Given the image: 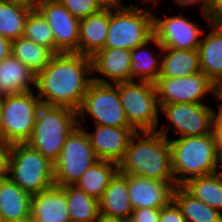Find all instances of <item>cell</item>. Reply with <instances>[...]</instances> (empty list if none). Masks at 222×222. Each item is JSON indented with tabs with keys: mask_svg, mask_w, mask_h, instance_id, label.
<instances>
[{
	"mask_svg": "<svg viewBox=\"0 0 222 222\" xmlns=\"http://www.w3.org/2000/svg\"><path fill=\"white\" fill-rule=\"evenodd\" d=\"M92 59L79 53L55 54L36 75L35 91L42 105L81 107L84 95L93 81Z\"/></svg>",
	"mask_w": 222,
	"mask_h": 222,
	"instance_id": "1",
	"label": "cell"
},
{
	"mask_svg": "<svg viewBox=\"0 0 222 222\" xmlns=\"http://www.w3.org/2000/svg\"><path fill=\"white\" fill-rule=\"evenodd\" d=\"M118 168L122 174L175 181L169 139L157 131L136 132L130 139Z\"/></svg>",
	"mask_w": 222,
	"mask_h": 222,
	"instance_id": "2",
	"label": "cell"
},
{
	"mask_svg": "<svg viewBox=\"0 0 222 222\" xmlns=\"http://www.w3.org/2000/svg\"><path fill=\"white\" fill-rule=\"evenodd\" d=\"M169 138L175 185L182 186L189 179L214 174L218 169L219 154L213 134Z\"/></svg>",
	"mask_w": 222,
	"mask_h": 222,
	"instance_id": "3",
	"label": "cell"
},
{
	"mask_svg": "<svg viewBox=\"0 0 222 222\" xmlns=\"http://www.w3.org/2000/svg\"><path fill=\"white\" fill-rule=\"evenodd\" d=\"M77 126V111L68 107L41 105L33 133L26 143L55 163L67 137Z\"/></svg>",
	"mask_w": 222,
	"mask_h": 222,
	"instance_id": "4",
	"label": "cell"
},
{
	"mask_svg": "<svg viewBox=\"0 0 222 222\" xmlns=\"http://www.w3.org/2000/svg\"><path fill=\"white\" fill-rule=\"evenodd\" d=\"M7 176L31 195L55 185L54 163L27 143L12 144Z\"/></svg>",
	"mask_w": 222,
	"mask_h": 222,
	"instance_id": "5",
	"label": "cell"
},
{
	"mask_svg": "<svg viewBox=\"0 0 222 222\" xmlns=\"http://www.w3.org/2000/svg\"><path fill=\"white\" fill-rule=\"evenodd\" d=\"M153 36V11L136 4L109 10V28L105 48L133 50Z\"/></svg>",
	"mask_w": 222,
	"mask_h": 222,
	"instance_id": "6",
	"label": "cell"
},
{
	"mask_svg": "<svg viewBox=\"0 0 222 222\" xmlns=\"http://www.w3.org/2000/svg\"><path fill=\"white\" fill-rule=\"evenodd\" d=\"M116 85L130 126L136 132L156 131L160 124V106L155 84L133 80Z\"/></svg>",
	"mask_w": 222,
	"mask_h": 222,
	"instance_id": "7",
	"label": "cell"
},
{
	"mask_svg": "<svg viewBox=\"0 0 222 222\" xmlns=\"http://www.w3.org/2000/svg\"><path fill=\"white\" fill-rule=\"evenodd\" d=\"M87 114L95 125L131 127L121 104L116 84L92 81L77 111L78 126L83 127Z\"/></svg>",
	"mask_w": 222,
	"mask_h": 222,
	"instance_id": "8",
	"label": "cell"
},
{
	"mask_svg": "<svg viewBox=\"0 0 222 222\" xmlns=\"http://www.w3.org/2000/svg\"><path fill=\"white\" fill-rule=\"evenodd\" d=\"M41 105L35 91L2 97V139L10 144L26 143L33 133Z\"/></svg>",
	"mask_w": 222,
	"mask_h": 222,
	"instance_id": "9",
	"label": "cell"
},
{
	"mask_svg": "<svg viewBox=\"0 0 222 222\" xmlns=\"http://www.w3.org/2000/svg\"><path fill=\"white\" fill-rule=\"evenodd\" d=\"M98 160L88 134L77 126L67 137L62 152L54 163V184L58 187L75 185Z\"/></svg>",
	"mask_w": 222,
	"mask_h": 222,
	"instance_id": "10",
	"label": "cell"
},
{
	"mask_svg": "<svg viewBox=\"0 0 222 222\" xmlns=\"http://www.w3.org/2000/svg\"><path fill=\"white\" fill-rule=\"evenodd\" d=\"M208 103H175L160 106L167 125H160L157 132L168 138L169 129L178 133L175 138L202 136L212 133L215 109ZM169 123V124H168Z\"/></svg>",
	"mask_w": 222,
	"mask_h": 222,
	"instance_id": "11",
	"label": "cell"
},
{
	"mask_svg": "<svg viewBox=\"0 0 222 222\" xmlns=\"http://www.w3.org/2000/svg\"><path fill=\"white\" fill-rule=\"evenodd\" d=\"M154 84L159 106L175 103H209L208 100H204L207 95L214 96L218 101V87L202 72L186 77H158Z\"/></svg>",
	"mask_w": 222,
	"mask_h": 222,
	"instance_id": "12",
	"label": "cell"
},
{
	"mask_svg": "<svg viewBox=\"0 0 222 222\" xmlns=\"http://www.w3.org/2000/svg\"><path fill=\"white\" fill-rule=\"evenodd\" d=\"M198 25L182 14L159 18L153 13V36L163 48L197 50L206 33Z\"/></svg>",
	"mask_w": 222,
	"mask_h": 222,
	"instance_id": "13",
	"label": "cell"
},
{
	"mask_svg": "<svg viewBox=\"0 0 222 222\" xmlns=\"http://www.w3.org/2000/svg\"><path fill=\"white\" fill-rule=\"evenodd\" d=\"M37 10L48 22L55 39V54L78 53L80 20L58 0H41Z\"/></svg>",
	"mask_w": 222,
	"mask_h": 222,
	"instance_id": "14",
	"label": "cell"
},
{
	"mask_svg": "<svg viewBox=\"0 0 222 222\" xmlns=\"http://www.w3.org/2000/svg\"><path fill=\"white\" fill-rule=\"evenodd\" d=\"M175 181H160L128 174V194L132 209L162 208L173 200Z\"/></svg>",
	"mask_w": 222,
	"mask_h": 222,
	"instance_id": "15",
	"label": "cell"
},
{
	"mask_svg": "<svg viewBox=\"0 0 222 222\" xmlns=\"http://www.w3.org/2000/svg\"><path fill=\"white\" fill-rule=\"evenodd\" d=\"M82 128L88 134L97 158L117 164L123 160L130 139L136 133L132 127L95 125V132L86 130L84 126Z\"/></svg>",
	"mask_w": 222,
	"mask_h": 222,
	"instance_id": "16",
	"label": "cell"
},
{
	"mask_svg": "<svg viewBox=\"0 0 222 222\" xmlns=\"http://www.w3.org/2000/svg\"><path fill=\"white\" fill-rule=\"evenodd\" d=\"M91 59L93 81L104 84L131 81L132 61L129 49L104 48L98 51ZM95 73H97L96 76ZM98 74L100 77H98Z\"/></svg>",
	"mask_w": 222,
	"mask_h": 222,
	"instance_id": "17",
	"label": "cell"
},
{
	"mask_svg": "<svg viewBox=\"0 0 222 222\" xmlns=\"http://www.w3.org/2000/svg\"><path fill=\"white\" fill-rule=\"evenodd\" d=\"M34 222H71L65 191L56 185L31 196Z\"/></svg>",
	"mask_w": 222,
	"mask_h": 222,
	"instance_id": "18",
	"label": "cell"
},
{
	"mask_svg": "<svg viewBox=\"0 0 222 222\" xmlns=\"http://www.w3.org/2000/svg\"><path fill=\"white\" fill-rule=\"evenodd\" d=\"M198 47L200 71L218 88L222 85V24L210 22Z\"/></svg>",
	"mask_w": 222,
	"mask_h": 222,
	"instance_id": "19",
	"label": "cell"
},
{
	"mask_svg": "<svg viewBox=\"0 0 222 222\" xmlns=\"http://www.w3.org/2000/svg\"><path fill=\"white\" fill-rule=\"evenodd\" d=\"M36 74L11 54L0 62V97L35 90Z\"/></svg>",
	"mask_w": 222,
	"mask_h": 222,
	"instance_id": "20",
	"label": "cell"
},
{
	"mask_svg": "<svg viewBox=\"0 0 222 222\" xmlns=\"http://www.w3.org/2000/svg\"><path fill=\"white\" fill-rule=\"evenodd\" d=\"M109 28V10H100L84 19L79 24L78 53L93 57L105 48Z\"/></svg>",
	"mask_w": 222,
	"mask_h": 222,
	"instance_id": "21",
	"label": "cell"
},
{
	"mask_svg": "<svg viewBox=\"0 0 222 222\" xmlns=\"http://www.w3.org/2000/svg\"><path fill=\"white\" fill-rule=\"evenodd\" d=\"M132 211L128 194V174L118 171L99 200V214L130 220Z\"/></svg>",
	"mask_w": 222,
	"mask_h": 222,
	"instance_id": "22",
	"label": "cell"
},
{
	"mask_svg": "<svg viewBox=\"0 0 222 222\" xmlns=\"http://www.w3.org/2000/svg\"><path fill=\"white\" fill-rule=\"evenodd\" d=\"M153 45L158 48L159 52H154L149 46ZM148 46V47H147ZM162 45L152 36L148 41L130 50L131 58V81H149L155 82L161 71L162 63ZM155 53H160L157 56Z\"/></svg>",
	"mask_w": 222,
	"mask_h": 222,
	"instance_id": "23",
	"label": "cell"
},
{
	"mask_svg": "<svg viewBox=\"0 0 222 222\" xmlns=\"http://www.w3.org/2000/svg\"><path fill=\"white\" fill-rule=\"evenodd\" d=\"M31 194L8 176L0 183V216L3 222L22 220L31 215Z\"/></svg>",
	"mask_w": 222,
	"mask_h": 222,
	"instance_id": "24",
	"label": "cell"
},
{
	"mask_svg": "<svg viewBox=\"0 0 222 222\" xmlns=\"http://www.w3.org/2000/svg\"><path fill=\"white\" fill-rule=\"evenodd\" d=\"M198 72H201L198 50L162 48L159 77H186Z\"/></svg>",
	"mask_w": 222,
	"mask_h": 222,
	"instance_id": "25",
	"label": "cell"
},
{
	"mask_svg": "<svg viewBox=\"0 0 222 222\" xmlns=\"http://www.w3.org/2000/svg\"><path fill=\"white\" fill-rule=\"evenodd\" d=\"M118 171L117 163L98 160L79 178L74 186L99 201L110 180Z\"/></svg>",
	"mask_w": 222,
	"mask_h": 222,
	"instance_id": "26",
	"label": "cell"
},
{
	"mask_svg": "<svg viewBox=\"0 0 222 222\" xmlns=\"http://www.w3.org/2000/svg\"><path fill=\"white\" fill-rule=\"evenodd\" d=\"M173 201L187 222H222V213L191 195L183 186H176Z\"/></svg>",
	"mask_w": 222,
	"mask_h": 222,
	"instance_id": "27",
	"label": "cell"
},
{
	"mask_svg": "<svg viewBox=\"0 0 222 222\" xmlns=\"http://www.w3.org/2000/svg\"><path fill=\"white\" fill-rule=\"evenodd\" d=\"M11 55L37 75L51 61L55 53L47 46L38 45L25 37H21L12 40Z\"/></svg>",
	"mask_w": 222,
	"mask_h": 222,
	"instance_id": "28",
	"label": "cell"
},
{
	"mask_svg": "<svg viewBox=\"0 0 222 222\" xmlns=\"http://www.w3.org/2000/svg\"><path fill=\"white\" fill-rule=\"evenodd\" d=\"M67 197L71 222H95L99 216V201L74 185L61 187Z\"/></svg>",
	"mask_w": 222,
	"mask_h": 222,
	"instance_id": "29",
	"label": "cell"
},
{
	"mask_svg": "<svg viewBox=\"0 0 222 222\" xmlns=\"http://www.w3.org/2000/svg\"><path fill=\"white\" fill-rule=\"evenodd\" d=\"M182 186L195 198L222 213V179L217 173L189 179Z\"/></svg>",
	"mask_w": 222,
	"mask_h": 222,
	"instance_id": "30",
	"label": "cell"
},
{
	"mask_svg": "<svg viewBox=\"0 0 222 222\" xmlns=\"http://www.w3.org/2000/svg\"><path fill=\"white\" fill-rule=\"evenodd\" d=\"M30 11V8L0 0V35L11 41L23 37Z\"/></svg>",
	"mask_w": 222,
	"mask_h": 222,
	"instance_id": "31",
	"label": "cell"
},
{
	"mask_svg": "<svg viewBox=\"0 0 222 222\" xmlns=\"http://www.w3.org/2000/svg\"><path fill=\"white\" fill-rule=\"evenodd\" d=\"M23 37L38 45L47 46L55 53L53 31L37 9L31 10L26 17Z\"/></svg>",
	"mask_w": 222,
	"mask_h": 222,
	"instance_id": "32",
	"label": "cell"
},
{
	"mask_svg": "<svg viewBox=\"0 0 222 222\" xmlns=\"http://www.w3.org/2000/svg\"><path fill=\"white\" fill-rule=\"evenodd\" d=\"M78 20L84 19L101 9L95 0H58Z\"/></svg>",
	"mask_w": 222,
	"mask_h": 222,
	"instance_id": "33",
	"label": "cell"
},
{
	"mask_svg": "<svg viewBox=\"0 0 222 222\" xmlns=\"http://www.w3.org/2000/svg\"><path fill=\"white\" fill-rule=\"evenodd\" d=\"M174 4H176L178 7H183L184 9L188 6L193 7L197 5L200 6V12L203 15V17L206 19V27L211 22V13L214 8V3L211 0H171ZM201 3V4H200Z\"/></svg>",
	"mask_w": 222,
	"mask_h": 222,
	"instance_id": "34",
	"label": "cell"
},
{
	"mask_svg": "<svg viewBox=\"0 0 222 222\" xmlns=\"http://www.w3.org/2000/svg\"><path fill=\"white\" fill-rule=\"evenodd\" d=\"M159 222H187L180 208L172 200L167 206L160 208Z\"/></svg>",
	"mask_w": 222,
	"mask_h": 222,
	"instance_id": "35",
	"label": "cell"
},
{
	"mask_svg": "<svg viewBox=\"0 0 222 222\" xmlns=\"http://www.w3.org/2000/svg\"><path fill=\"white\" fill-rule=\"evenodd\" d=\"M160 208L134 209L130 220L132 222H159Z\"/></svg>",
	"mask_w": 222,
	"mask_h": 222,
	"instance_id": "36",
	"label": "cell"
},
{
	"mask_svg": "<svg viewBox=\"0 0 222 222\" xmlns=\"http://www.w3.org/2000/svg\"><path fill=\"white\" fill-rule=\"evenodd\" d=\"M218 107L215 112L213 123H212V134L215 141V147L219 156H222V108L217 103Z\"/></svg>",
	"mask_w": 222,
	"mask_h": 222,
	"instance_id": "37",
	"label": "cell"
},
{
	"mask_svg": "<svg viewBox=\"0 0 222 222\" xmlns=\"http://www.w3.org/2000/svg\"><path fill=\"white\" fill-rule=\"evenodd\" d=\"M11 146L9 142L0 139V175L7 176Z\"/></svg>",
	"mask_w": 222,
	"mask_h": 222,
	"instance_id": "38",
	"label": "cell"
},
{
	"mask_svg": "<svg viewBox=\"0 0 222 222\" xmlns=\"http://www.w3.org/2000/svg\"><path fill=\"white\" fill-rule=\"evenodd\" d=\"M101 10H120L131 6L122 4V0H95Z\"/></svg>",
	"mask_w": 222,
	"mask_h": 222,
	"instance_id": "39",
	"label": "cell"
},
{
	"mask_svg": "<svg viewBox=\"0 0 222 222\" xmlns=\"http://www.w3.org/2000/svg\"><path fill=\"white\" fill-rule=\"evenodd\" d=\"M12 41L0 35V62L11 54Z\"/></svg>",
	"mask_w": 222,
	"mask_h": 222,
	"instance_id": "40",
	"label": "cell"
},
{
	"mask_svg": "<svg viewBox=\"0 0 222 222\" xmlns=\"http://www.w3.org/2000/svg\"><path fill=\"white\" fill-rule=\"evenodd\" d=\"M1 1L17 4L26 8H30L31 10H36L38 4L41 2V0H1Z\"/></svg>",
	"mask_w": 222,
	"mask_h": 222,
	"instance_id": "41",
	"label": "cell"
},
{
	"mask_svg": "<svg viewBox=\"0 0 222 222\" xmlns=\"http://www.w3.org/2000/svg\"><path fill=\"white\" fill-rule=\"evenodd\" d=\"M211 22L222 24V0H219L213 8L211 13Z\"/></svg>",
	"mask_w": 222,
	"mask_h": 222,
	"instance_id": "42",
	"label": "cell"
},
{
	"mask_svg": "<svg viewBox=\"0 0 222 222\" xmlns=\"http://www.w3.org/2000/svg\"><path fill=\"white\" fill-rule=\"evenodd\" d=\"M125 220L118 217H110L103 214H99L98 219L95 222H124Z\"/></svg>",
	"mask_w": 222,
	"mask_h": 222,
	"instance_id": "43",
	"label": "cell"
},
{
	"mask_svg": "<svg viewBox=\"0 0 222 222\" xmlns=\"http://www.w3.org/2000/svg\"><path fill=\"white\" fill-rule=\"evenodd\" d=\"M220 167L222 169V156H219L218 169L216 172L220 176V178L222 179V170L219 169Z\"/></svg>",
	"mask_w": 222,
	"mask_h": 222,
	"instance_id": "44",
	"label": "cell"
},
{
	"mask_svg": "<svg viewBox=\"0 0 222 222\" xmlns=\"http://www.w3.org/2000/svg\"><path fill=\"white\" fill-rule=\"evenodd\" d=\"M218 101L219 106L222 108V85L218 88Z\"/></svg>",
	"mask_w": 222,
	"mask_h": 222,
	"instance_id": "45",
	"label": "cell"
},
{
	"mask_svg": "<svg viewBox=\"0 0 222 222\" xmlns=\"http://www.w3.org/2000/svg\"><path fill=\"white\" fill-rule=\"evenodd\" d=\"M12 222H34V220L32 219L31 216L25 218V219H22V220H17V221H12Z\"/></svg>",
	"mask_w": 222,
	"mask_h": 222,
	"instance_id": "46",
	"label": "cell"
},
{
	"mask_svg": "<svg viewBox=\"0 0 222 222\" xmlns=\"http://www.w3.org/2000/svg\"><path fill=\"white\" fill-rule=\"evenodd\" d=\"M159 1H162V0H141V2H144V4L145 3H147V4H156V3H158Z\"/></svg>",
	"mask_w": 222,
	"mask_h": 222,
	"instance_id": "47",
	"label": "cell"
},
{
	"mask_svg": "<svg viewBox=\"0 0 222 222\" xmlns=\"http://www.w3.org/2000/svg\"><path fill=\"white\" fill-rule=\"evenodd\" d=\"M1 99L0 97V139H2V123H1Z\"/></svg>",
	"mask_w": 222,
	"mask_h": 222,
	"instance_id": "48",
	"label": "cell"
},
{
	"mask_svg": "<svg viewBox=\"0 0 222 222\" xmlns=\"http://www.w3.org/2000/svg\"><path fill=\"white\" fill-rule=\"evenodd\" d=\"M6 176H4V175H0V183H1V181L5 178Z\"/></svg>",
	"mask_w": 222,
	"mask_h": 222,
	"instance_id": "49",
	"label": "cell"
},
{
	"mask_svg": "<svg viewBox=\"0 0 222 222\" xmlns=\"http://www.w3.org/2000/svg\"><path fill=\"white\" fill-rule=\"evenodd\" d=\"M213 3H214V5L218 2V0H211Z\"/></svg>",
	"mask_w": 222,
	"mask_h": 222,
	"instance_id": "50",
	"label": "cell"
}]
</instances>
